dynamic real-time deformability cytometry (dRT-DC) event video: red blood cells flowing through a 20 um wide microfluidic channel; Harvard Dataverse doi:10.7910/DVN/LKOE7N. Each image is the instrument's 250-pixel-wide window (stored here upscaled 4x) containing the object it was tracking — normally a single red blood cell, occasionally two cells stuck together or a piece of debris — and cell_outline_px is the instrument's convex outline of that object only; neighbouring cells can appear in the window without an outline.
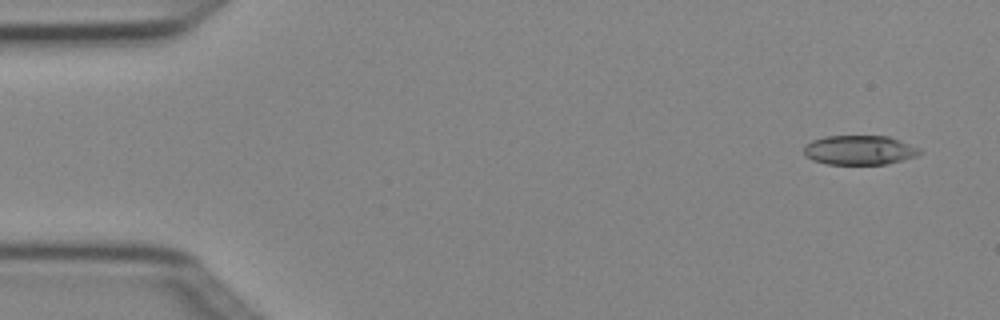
{"species": "Egyptian fruit bat (a non-hibernating species)", "species_latin": "Rousettus aegyptiacus", "temperature_condition": "cold", "stored_images_in_passage": 4, "camera_frame_rate_fps": 3000, "um_per_image_px": 0.085, "animal": {"sex": "female"}, "frame": {"image": 1, "passage_image": 1, "time_ms": 0.0, "image_size_px": [1000, 320], "cell_outline_px": [[924, 152], [916, 156], [904, 160], [888, 164], [828, 164], [812, 160], [804, 156], [804, 144], [812, 140], [824, 136], [888, 136], [900, 140], [920, 148]], "centroid_in_image_um": [73.06, 12.76], "position_along_channel_um": 11.9, "area_um2": 20.11}}
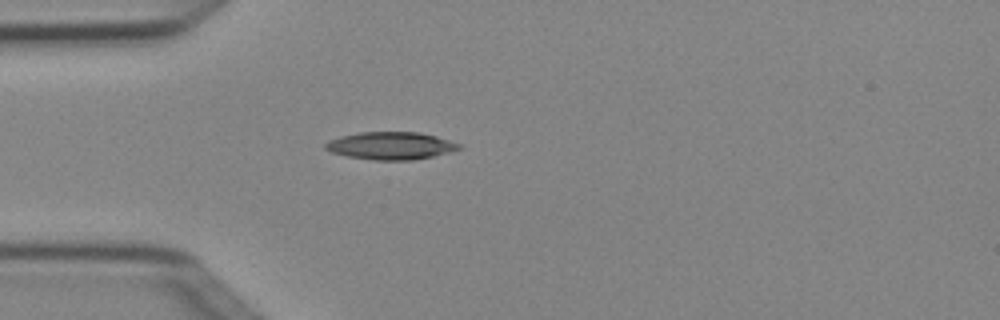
{"frame": {"image": 2, "passage_image": 4, "time_ms": 1.0, "image_size_px": [1000, 320], "cell_outline_px": [[464, 148], [432, 156], [412, 160], [376, 160], [348, 156], [332, 152], [324, 148], [324, 144], [328, 140], [340, 136], [360, 132], [416, 132], [436, 136], [460, 144]], "centroid_in_image_um": [33.2, 12.38], "position_along_channel_um": 51.8, "area_um2": 21.33}}